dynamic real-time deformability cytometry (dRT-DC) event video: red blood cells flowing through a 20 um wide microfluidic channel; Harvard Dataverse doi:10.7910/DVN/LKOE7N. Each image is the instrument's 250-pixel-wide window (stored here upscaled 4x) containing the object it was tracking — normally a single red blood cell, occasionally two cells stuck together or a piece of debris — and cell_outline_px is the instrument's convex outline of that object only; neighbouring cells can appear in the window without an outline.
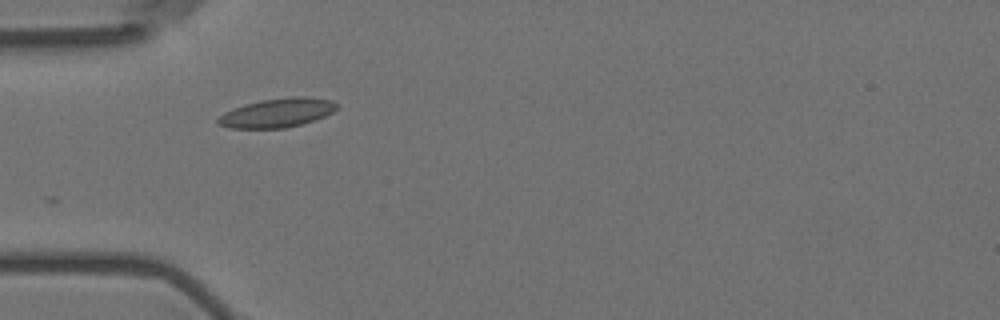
{"species": "Egyptian fruit bat (a non-hibernating species)", "species_latin": "Rousettus aegyptiacus", "temperature_condition": "room temperature", "stored_images_in_passage": 3, "camera_frame_rate_fps": 3000, "um_per_image_px": 0.085, "animal": {"sex": "female"}, "frame": {"image": 1, "passage_image": 1, "time_ms": 0.0, "image_size_px": [1000, 320], "cell_outline_px": [[336, 108], [332, 112], [316, 120], [284, 128], [228, 128], [216, 124], [216, 120], [224, 112], [232, 108], [244, 104], [260, 100], [292, 96], [304, 96], [332, 100], [336, 104]], "centroid_in_image_um": [23.51, 9.58], "position_along_channel_um": 61.5, "area_um2": 20.17}}